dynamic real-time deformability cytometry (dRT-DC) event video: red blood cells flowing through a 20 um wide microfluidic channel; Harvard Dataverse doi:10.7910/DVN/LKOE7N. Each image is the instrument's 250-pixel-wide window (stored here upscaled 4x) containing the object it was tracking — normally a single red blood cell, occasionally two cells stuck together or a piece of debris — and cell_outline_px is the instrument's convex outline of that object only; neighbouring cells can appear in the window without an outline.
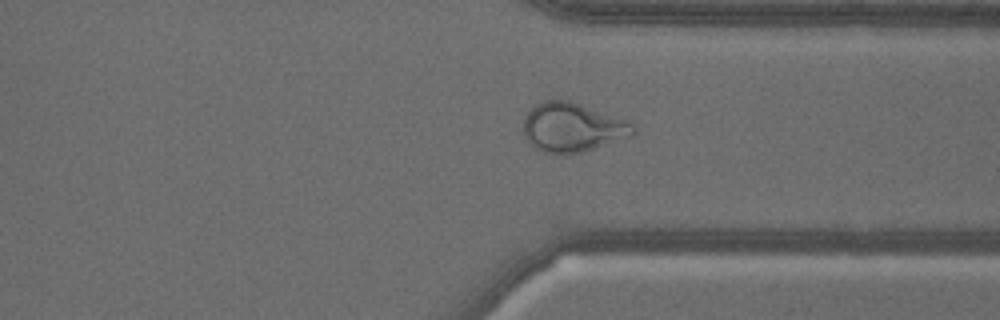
{"species": "common noctule bat (a hibernating species)", "species_latin": "Nyctalus noctula", "temperature_condition": "warm", "stored_images_in_passage": 57, "camera_frame_rate_fps": 3000, "um_per_image_px": 0.085, "animal": {"sex": "male", "body_mass_g": 18.8}, "frame": {"image": 1, "passage_image": 43, "time_ms": 14.0, "image_size_px": [1000, 320], "cell_outline_px": [[636, 136], [580, 152], [544, 152], [536, 148], [528, 140], [524, 132], [524, 116], [536, 104], [544, 100], [568, 100], [628, 120], [636, 124]], "centroid_in_image_um": [48.74, 10.81], "position_along_channel_um": 362.7, "area_um2": 31.21}}
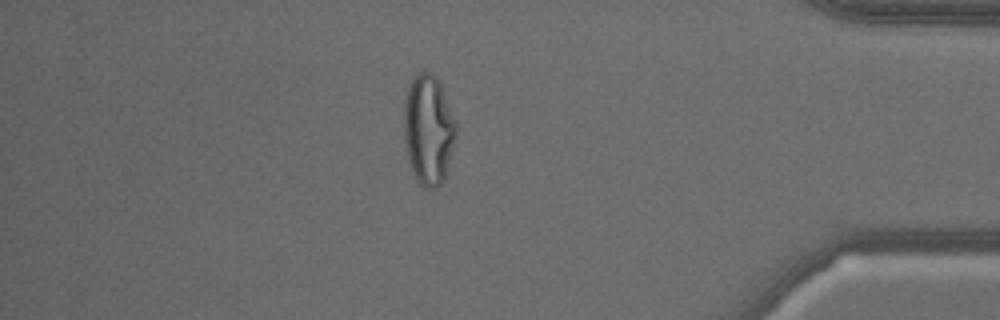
{"frame": {"image": 2, "passage_image": 49, "time_ms": 16.0, "image_size_px": [1000, 320], "cell_outline_px": [[456, 136], [444, 180], [436, 188], [424, 188], [416, 180], [408, 156], [404, 132], [404, 104], [408, 88], [412, 80], [424, 68], [432, 72], [440, 80], [456, 124]], "centroid_in_image_um": [36.43, 10.99], "position_along_channel_um": 398.8, "area_um2": 33.29}}
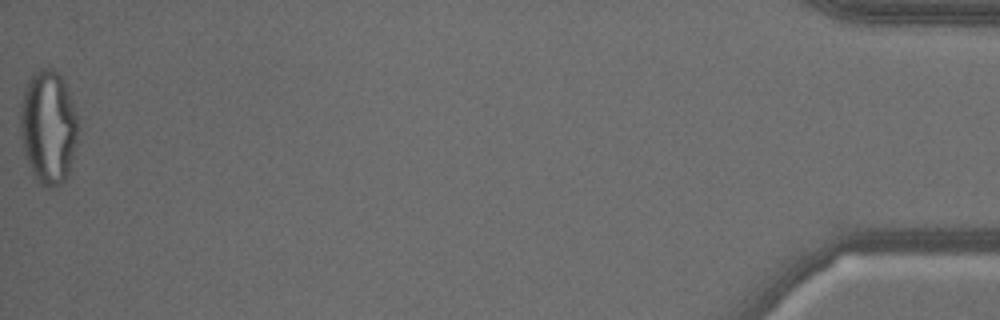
{"frame": {"image": 3, "passage_image": 57, "time_ms": 18.667, "image_size_px": [1000, 320], "cell_outline_px": [[76, 144], [68, 176], [60, 184], [52, 188], [44, 188], [32, 176], [24, 152], [20, 132], [20, 104], [24, 88], [28, 80], [40, 68], [52, 68], [60, 76], [68, 88], [72, 100], [76, 116]], "centroid_in_image_um": [4.08, 10.83], "position_along_channel_um": 431.1, "area_um2": 38.38}}